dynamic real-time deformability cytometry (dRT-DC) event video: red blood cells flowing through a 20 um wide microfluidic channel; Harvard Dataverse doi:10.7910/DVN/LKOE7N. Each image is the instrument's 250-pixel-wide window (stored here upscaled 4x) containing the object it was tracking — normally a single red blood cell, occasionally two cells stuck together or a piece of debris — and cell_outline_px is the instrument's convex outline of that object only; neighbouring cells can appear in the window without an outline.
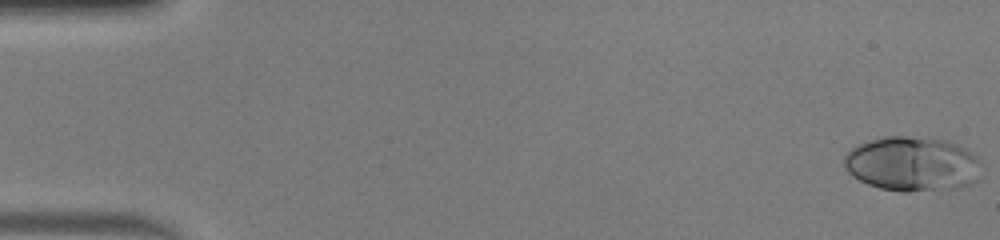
{"species": "human", "species_latin": "Homo sapiens", "temperature_condition": "warm", "stored_images_in_passage": 49, "camera_frame_rate_fps": 3000, "um_per_image_px": 0.085, "donor": {"sex": "male"}, "frame": {"image": 1, "passage_image": 1, "time_ms": 0.0, "image_size_px": [1000, 240], "cell_outline_px": [[984, 164], [976, 180], [972, 184], [960, 188], [908, 192], [900, 192], [880, 188], [868, 184], [852, 176], [848, 172], [844, 164], [844, 156], [852, 148], [860, 144], [872, 140], [888, 136], [908, 136], [944, 140], [964, 148], [972, 152]], "centroid_in_image_um": [77.59, 13.96], "position_along_channel_um": 7.4, "area_um2": 43.87}}
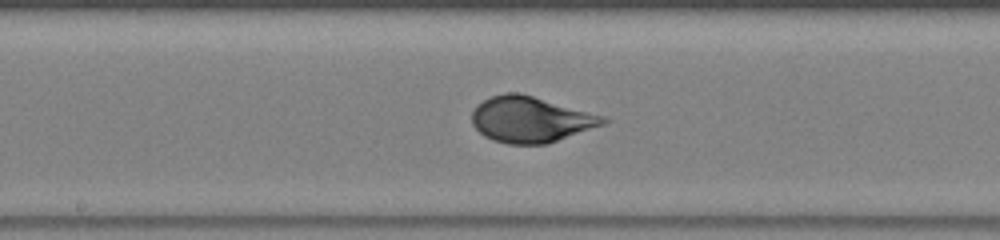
{"frame": {"image": 2, "passage_image": 26, "time_ms": 8.333, "image_size_px": [1000, 240], "cell_outline_px": [[608, 120], [604, 124], [548, 144], [508, 144], [492, 140], [484, 136], [472, 124], [472, 112], [476, 104], [492, 96], [504, 92], [520, 92], [608, 116]], "centroid_in_image_um": [45.12, 10.14], "position_along_channel_um": 203.1, "area_um2": 35.43}}
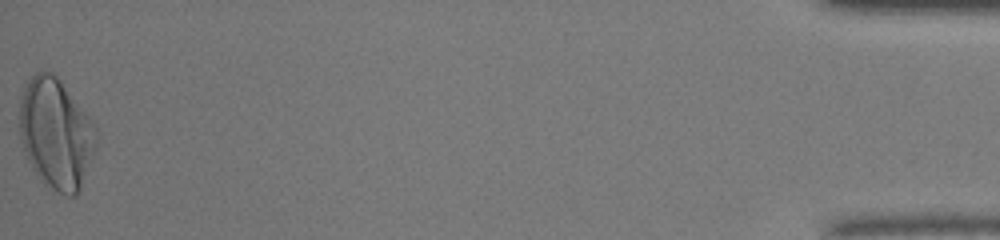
{"frame": {"image": 3, "passage_image": 49, "time_ms": 16.0, "image_size_px": [1000, 240], "cell_outline_px": [[100, 132], [96, 148], [80, 188], [76, 196], [68, 196], [56, 192], [44, 184], [28, 160], [24, 152], [20, 136], [20, 96], [24, 84], [36, 72], [44, 68], [52, 72], [60, 80], [88, 116]], "centroid_in_image_um": [4.76, 11.33], "position_along_channel_um": 430.4, "area_um2": 49.59}, "authors_computed_cell_mechanics": {"area_um2": 36.6452, "velocity_mm_per_s": 4.2364, "shape_relaxation_time_tau1_ms": 4.1357, "shape_relaxation_time_tau2_ms": null, "deformation_change_tau1": 0.2314, "deformation_change_tau2": null}}